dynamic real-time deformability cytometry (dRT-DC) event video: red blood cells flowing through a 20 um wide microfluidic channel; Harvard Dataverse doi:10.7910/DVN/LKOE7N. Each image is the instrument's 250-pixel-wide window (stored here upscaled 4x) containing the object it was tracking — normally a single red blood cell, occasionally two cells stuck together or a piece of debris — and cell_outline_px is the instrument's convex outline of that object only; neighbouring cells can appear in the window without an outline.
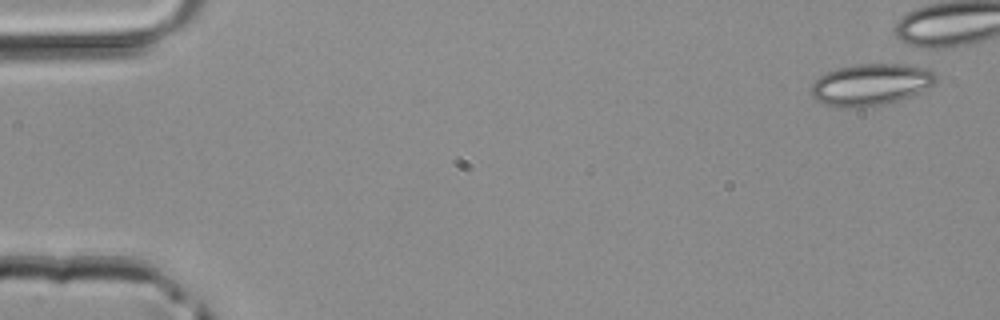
{"species": "common noctule bat (a hibernating species)", "species_latin": "Nyctalus noctula", "temperature_condition": "room temperature", "stored_images_in_passage": 5, "camera_frame_rate_fps": 3000, "um_per_image_px": 0.085, "animal": {"sex": "male", "body_mass_g": 20.4}, "frame": {"image": 1, "passage_image": 1, "time_ms": 0.0, "image_size_px": [1000, 320], "cell_outline_px": [[936, 80], [932, 84], [900, 100], [884, 104], [864, 108], [848, 108], [824, 104], [816, 100], [812, 96], [812, 84], [820, 76], [828, 72], [840, 68], [856, 64], [904, 64], [928, 68], [936, 72]], "centroid_in_image_um": [74.01, 7.19], "position_along_channel_um": 11.0, "area_um2": 30.06}}